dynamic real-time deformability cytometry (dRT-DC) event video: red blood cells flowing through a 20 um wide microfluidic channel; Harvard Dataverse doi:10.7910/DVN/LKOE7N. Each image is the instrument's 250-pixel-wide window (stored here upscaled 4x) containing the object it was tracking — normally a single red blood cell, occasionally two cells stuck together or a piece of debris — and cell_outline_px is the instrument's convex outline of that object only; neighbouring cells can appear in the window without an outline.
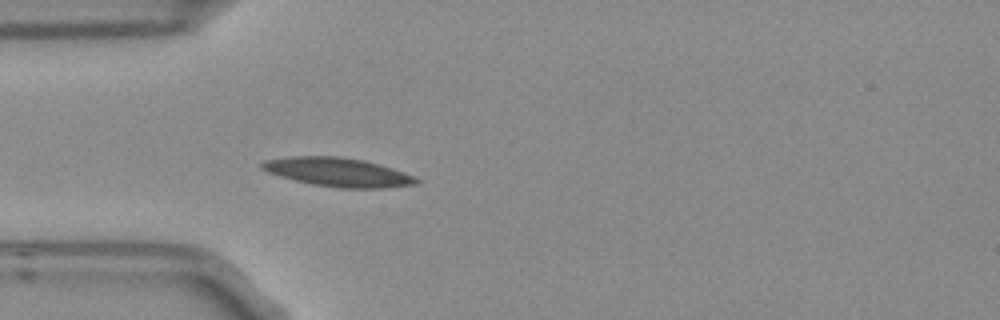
{"species": "Egyptian fruit bat (a non-hibernating species)", "species_latin": "Rousettus aegyptiacus", "temperature_condition": "room temperature", "stored_images_in_passage": 3, "camera_frame_rate_fps": 3000, "um_per_image_px": 0.085, "frame": {"image": 1, "passage_image": 3, "time_ms": 0.667, "image_size_px": [1000, 320], "cell_outline_px": [[420, 184], [384, 188], [340, 188], [312, 184], [280, 176], [268, 172], [260, 168], [260, 164], [264, 160], [292, 156], [340, 156], [364, 160], [380, 164], [404, 172], [420, 180]], "centroid_in_image_um": [28.74, 14.63], "position_along_channel_um": 56.3, "area_um2": 25.95}}